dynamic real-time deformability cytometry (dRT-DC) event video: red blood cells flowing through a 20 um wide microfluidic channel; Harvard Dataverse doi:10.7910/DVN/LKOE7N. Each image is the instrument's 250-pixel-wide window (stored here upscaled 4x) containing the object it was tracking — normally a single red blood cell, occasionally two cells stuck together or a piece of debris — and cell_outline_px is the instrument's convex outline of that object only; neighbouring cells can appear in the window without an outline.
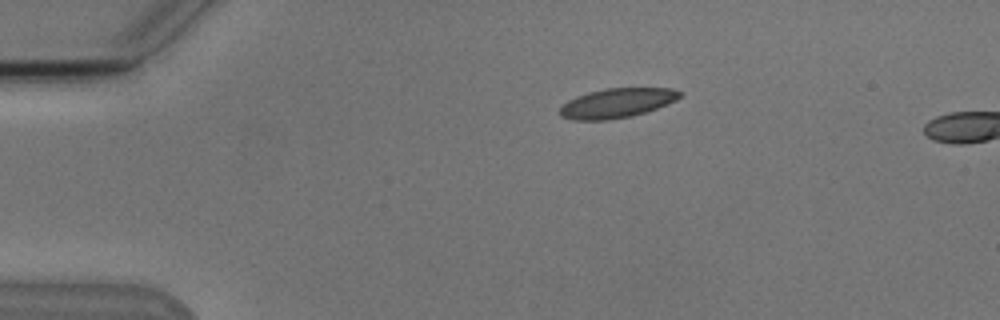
{"species": "Egyptian fruit bat (a non-hibernating species)", "species_latin": "Rousettus aegyptiacus", "temperature_condition": "cold", "stored_images_in_passage": 2, "camera_frame_rate_fps": 3000, "um_per_image_px": 0.085, "animal": {"sex": "male"}, "frame": {"image": 1, "passage_image": 1, "time_ms": 0.0, "image_size_px": [1000, 320], "cell_outline_px": [[684, 92], [676, 100], [668, 104], [632, 116], [604, 120], [576, 120], [560, 116], [560, 108], [568, 100], [576, 96], [588, 92], [608, 88], [672, 88]], "centroid_in_image_um": [52.45, 8.75], "position_along_channel_um": 32.5, "area_um2": 20.52}}